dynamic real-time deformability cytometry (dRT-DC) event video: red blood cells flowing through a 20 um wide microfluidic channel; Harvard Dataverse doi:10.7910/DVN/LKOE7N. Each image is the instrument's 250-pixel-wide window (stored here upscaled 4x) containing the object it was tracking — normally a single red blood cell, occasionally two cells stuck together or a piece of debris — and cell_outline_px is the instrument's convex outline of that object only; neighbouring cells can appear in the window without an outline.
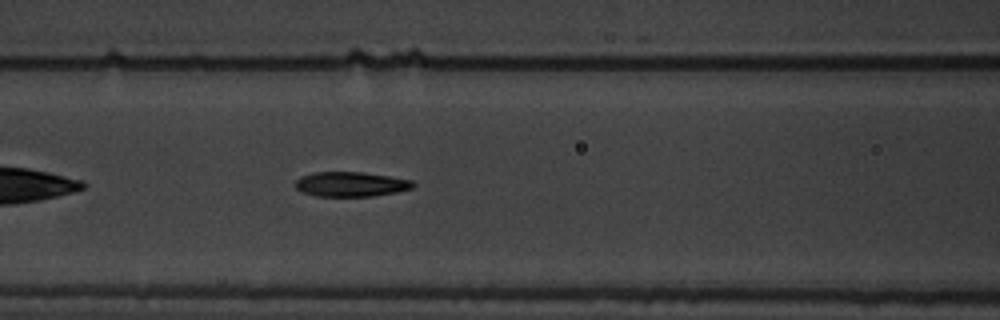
{"species": "common noctule bat (a hibernating species)", "species_latin": "Nyctalus noctula", "temperature_condition": "warm", "stored_images_in_passage": 43, "camera_frame_rate_fps": 3000, "um_per_image_px": 0.085, "animal": {"sex": "male", "body_mass_g": 19.5, "forearm_length_mm": 54.6}, "frame": {"image": 1, "passage_image": 10, "time_ms": 3.0, "image_size_px": [1000, 320], "cell_outline_px": [[416, 184], [412, 188], [396, 192], [372, 196], [316, 196], [304, 192], [296, 188], [296, 180], [300, 176], [316, 172], [364, 172], [412, 180]], "centroid_in_image_um": [29.84, 15.65], "position_along_channel_um": 136.8, "area_um2": 16.88}}
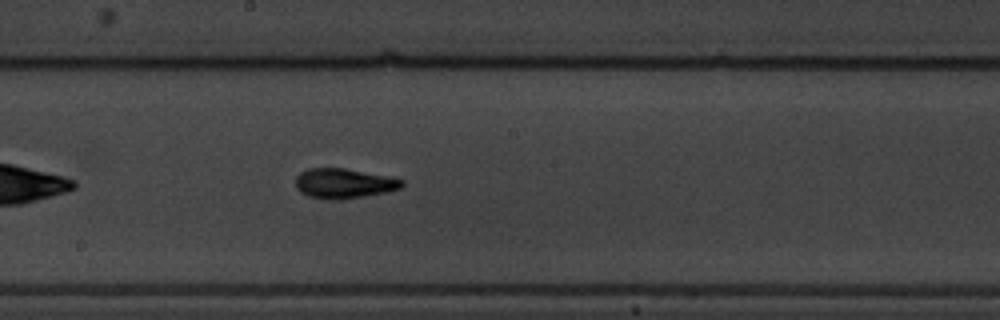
{"frame": {"image": 2, "passage_image": 17, "time_ms": 5.333, "image_size_px": [1000, 320], "cell_outline_px": [[404, 184], [400, 188], [384, 192], [364, 196], [340, 200], [328, 200], [308, 196], [300, 192], [296, 188], [296, 176], [300, 172], [308, 168], [344, 168], [404, 180]], "centroid_in_image_um": [29.16, 15.6], "position_along_channel_um": 219.0, "area_um2": 18.38}}
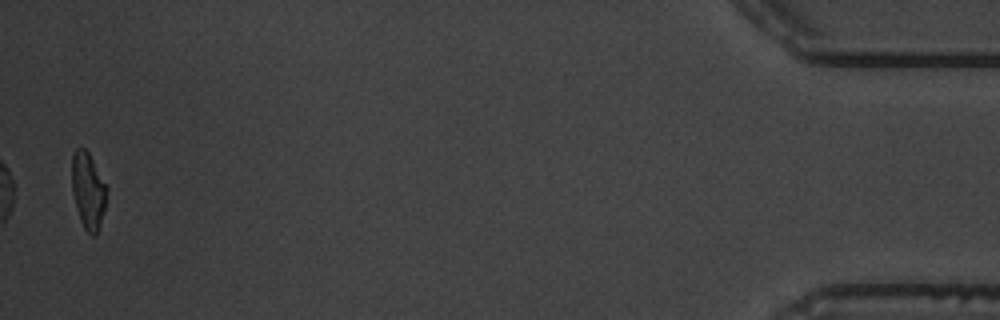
{"frame": {"image": 3, "passage_image": 42, "time_ms": 13.667, "image_size_px": [1000, 320], "cell_outline_px": [[108, 188], [104, 208], [100, 224], [96, 236], [92, 236], [84, 228], [80, 220], [76, 208], [72, 192], [72, 152], [76, 148], [84, 148], [88, 152]], "centroid_in_image_um": [7.48, 16.2], "position_along_channel_um": 427.7, "area_um2": 15.49}, "authors_computed_cell_mechanics": {"area_um2": 17.1088, "velocity_mm_per_s": 3.5325, "shape_relaxation_time_tau1_ms": 3.1598, "shape_relaxation_time_tau2_ms": 2.5281, "deformation_change_tau1": 0.199, "deformation_change_tau2": 0.1167}}